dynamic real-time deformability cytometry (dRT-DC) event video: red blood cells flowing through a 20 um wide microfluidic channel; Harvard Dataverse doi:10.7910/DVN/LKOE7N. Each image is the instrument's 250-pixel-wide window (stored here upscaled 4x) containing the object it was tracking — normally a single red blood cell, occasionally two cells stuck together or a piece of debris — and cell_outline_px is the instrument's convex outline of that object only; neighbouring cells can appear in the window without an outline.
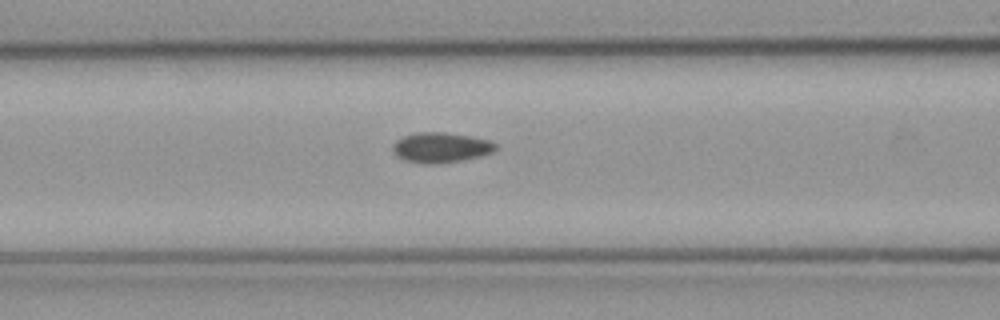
{"species": "common noctule bat (a hibernating species)", "species_latin": "Nyctalus noctula", "temperature_condition": "cold", "stored_images_in_passage": 20, "camera_frame_rate_fps": 3000, "um_per_image_px": 0.085, "animal": {"sex": "male", "body_mass_g": 23.1, "forearm_length_mm": 52.7}, "frame": {"image": 1, "passage_image": 15, "time_ms": 4.667, "image_size_px": [1000, 320], "cell_outline_px": [[496, 148], [492, 152], [480, 156], [460, 160], [404, 160], [396, 156], [392, 148], [392, 144], [396, 140], [404, 136], [416, 132], [444, 132], [468, 136], [488, 140], [496, 144]], "centroid_in_image_um": [37.46, 12.47], "position_along_channel_um": 129.1, "area_um2": 16.99}}